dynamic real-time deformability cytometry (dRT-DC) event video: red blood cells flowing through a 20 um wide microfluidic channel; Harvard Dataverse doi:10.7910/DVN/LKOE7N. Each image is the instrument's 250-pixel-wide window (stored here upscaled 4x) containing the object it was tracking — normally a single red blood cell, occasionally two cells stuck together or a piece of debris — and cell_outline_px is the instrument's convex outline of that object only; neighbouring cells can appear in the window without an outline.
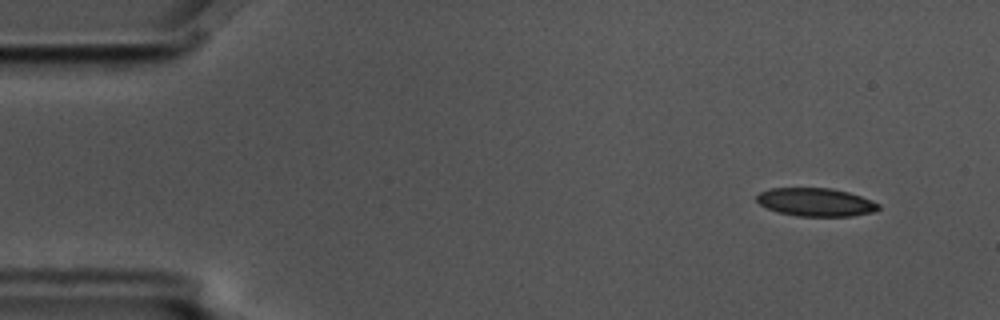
{"species": "common noctule bat (a hibernating species)", "species_latin": "Nyctalus noctula", "temperature_condition": "cold", "stored_images_in_passage": 14, "camera_frame_rate_fps": 3000, "um_per_image_px": 0.085, "animal": {"sex": "male", "body_mass_g": 17.5, "forearm_length_mm": 52.3}, "frame": {"image": 1, "passage_image": 1, "time_ms": 0.0, "image_size_px": [1000, 320], "cell_outline_px": [[880, 208], [872, 212], [852, 216], [796, 216], [780, 212], [768, 208], [760, 204], [756, 200], [756, 196], [760, 192], [768, 188], [832, 188], [848, 192], [872, 200], [880, 204]], "centroid_in_image_um": [69.34, 17.18], "position_along_channel_um": 15.7, "area_um2": 20.0}}
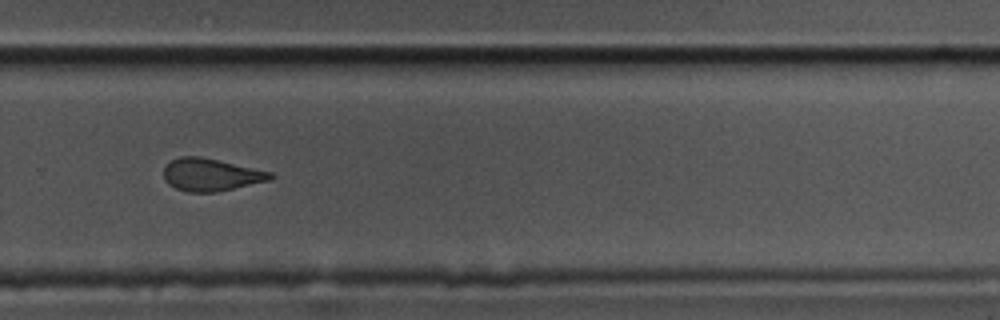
{"frame": {"image": 2, "passage_image": 10, "time_ms": 3.0, "image_size_px": [1000, 320], "cell_outline_px": [[276, 176], [268, 180], [216, 192], [188, 192], [176, 188], [168, 184], [164, 180], [164, 168], [172, 160], [180, 156], [200, 156], [272, 172]], "centroid_in_image_um": [17.91, 14.85], "position_along_channel_um": 311.9, "area_um2": 20.0}}
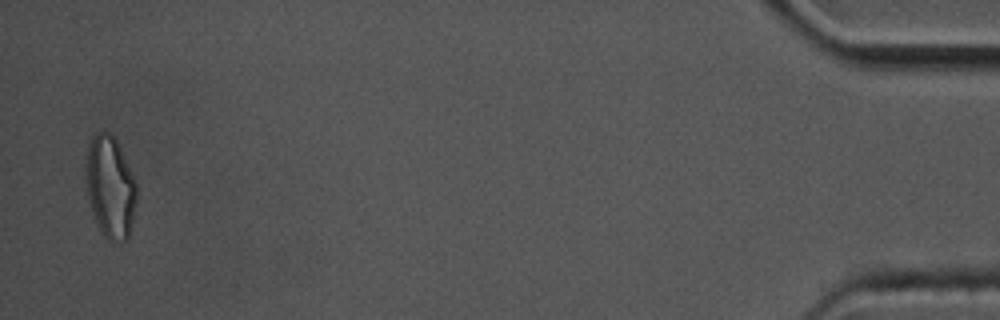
{"frame": {"image": 3, "passage_image": 14, "time_ms": 4.333, "image_size_px": [1000, 320], "cell_outline_px": [[136, 200], [132, 220], [128, 236], [120, 244], [108, 240], [100, 232], [92, 212], [88, 196], [84, 176], [88, 148], [92, 136], [96, 132], [108, 132], [116, 140], [120, 148], [136, 184]], "centroid_in_image_um": [9.34, 15.93], "position_along_channel_um": 425.9, "area_um2": 29.94}}